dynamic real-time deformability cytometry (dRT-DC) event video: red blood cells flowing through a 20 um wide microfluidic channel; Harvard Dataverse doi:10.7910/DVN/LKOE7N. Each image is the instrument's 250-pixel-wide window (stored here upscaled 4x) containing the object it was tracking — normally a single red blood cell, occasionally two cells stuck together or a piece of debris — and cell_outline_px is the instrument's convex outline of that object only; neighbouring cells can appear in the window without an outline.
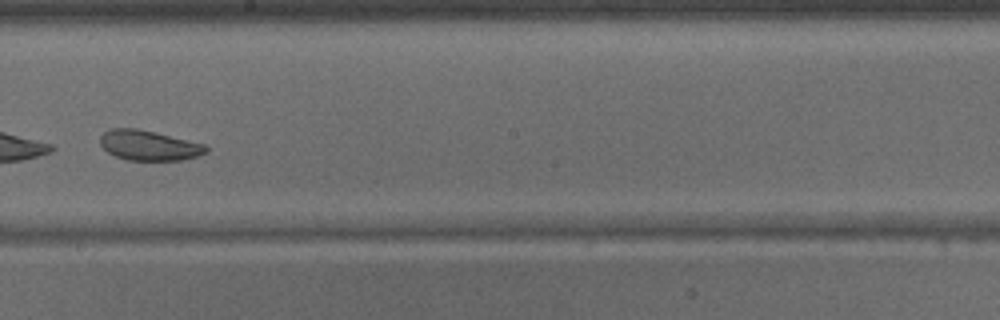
{"species": "common noctule bat (a hibernating species)", "species_latin": "Nyctalus noctula", "temperature_condition": "warm", "stored_images_in_passage": 43, "camera_frame_rate_fps": 3000, "um_per_image_px": 0.085, "animal": {"sex": "male", "body_mass_g": 15.6}, "frame": {"image": 1, "passage_image": 25, "time_ms": 8.0, "image_size_px": [1000, 320], "cell_outline_px": [[208, 152], [184, 160], [128, 160], [116, 156], [108, 152], [100, 144], [100, 136], [108, 128], [136, 128], [204, 144], [208, 148]], "centroid_in_image_um": [12.63, 12.36], "position_along_channel_um": 235.6, "area_um2": 18.38}}